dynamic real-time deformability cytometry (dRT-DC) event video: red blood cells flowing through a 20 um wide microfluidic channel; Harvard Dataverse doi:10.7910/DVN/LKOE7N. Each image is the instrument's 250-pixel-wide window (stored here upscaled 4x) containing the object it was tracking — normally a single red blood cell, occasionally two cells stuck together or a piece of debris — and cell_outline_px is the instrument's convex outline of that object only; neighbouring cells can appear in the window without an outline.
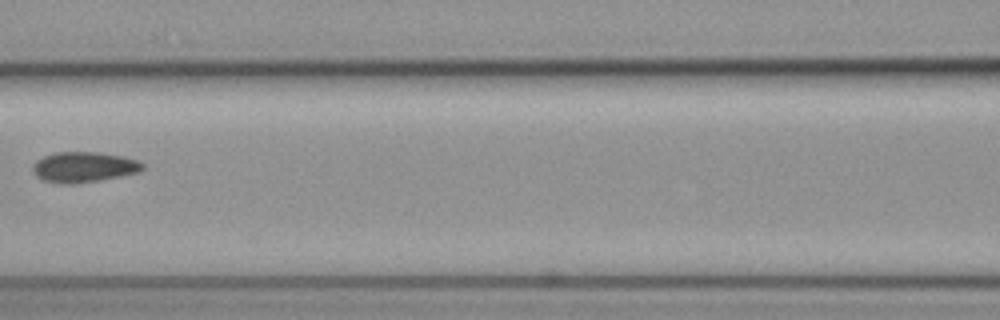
{"species": "common noctule bat (a hibernating species)", "species_latin": "Nyctalus noctula", "temperature_condition": "cold", "stored_images_in_passage": 5, "camera_frame_rate_fps": 3000, "um_per_image_px": 0.085, "animal": {"sex": "female", "body_mass_g": 19.3, "forearm_length_mm": 54.1}, "frame": {"image": 1, "passage_image": 5, "time_ms": 1.333, "image_size_px": [1000, 320], "cell_outline_px": [[144, 168], [140, 172], [100, 180], [72, 184], [60, 184], [44, 180], [36, 176], [32, 168], [32, 164], [36, 160], [44, 156], [56, 152], [100, 152], [124, 156], [140, 160], [144, 164]], "centroid_in_image_um": [7.15, 14.19], "position_along_channel_um": 159.5, "area_um2": 19.71}}